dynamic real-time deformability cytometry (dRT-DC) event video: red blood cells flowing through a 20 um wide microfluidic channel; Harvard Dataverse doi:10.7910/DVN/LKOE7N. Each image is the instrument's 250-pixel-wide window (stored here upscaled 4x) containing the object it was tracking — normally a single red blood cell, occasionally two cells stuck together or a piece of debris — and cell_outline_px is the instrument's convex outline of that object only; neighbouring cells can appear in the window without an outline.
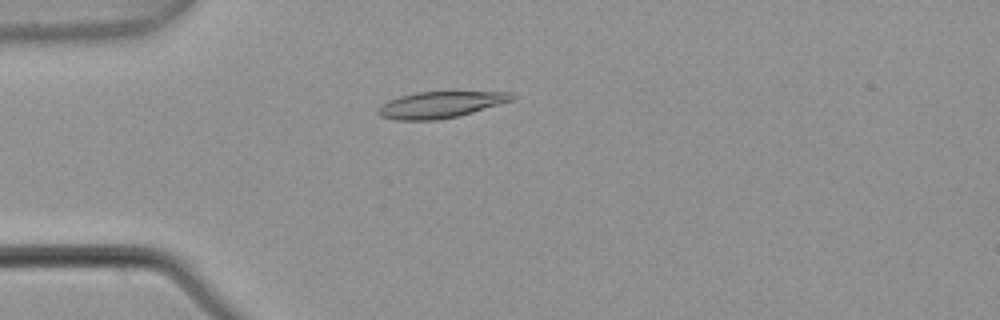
{"species": "common noctule bat (a hibernating species)", "species_latin": "Nyctalus noctula", "temperature_condition": "warm", "stored_images_in_passage": 4, "camera_frame_rate_fps": 3000, "um_per_image_px": 0.085, "animal": {"sex": "male", "body_mass_g": 21.5, "forearm_length_mm": 52.0}, "frame": {"image": 1, "passage_image": 4, "time_ms": 1.0, "image_size_px": [1000, 320], "cell_outline_px": [[516, 96], [512, 100], [460, 116], [436, 120], [396, 120], [380, 116], [376, 112], [380, 104], [388, 100], [400, 96], [416, 92], [508, 92]], "centroid_in_image_um": [37.37, 8.91], "position_along_channel_um": 47.6, "area_um2": 20.52}}